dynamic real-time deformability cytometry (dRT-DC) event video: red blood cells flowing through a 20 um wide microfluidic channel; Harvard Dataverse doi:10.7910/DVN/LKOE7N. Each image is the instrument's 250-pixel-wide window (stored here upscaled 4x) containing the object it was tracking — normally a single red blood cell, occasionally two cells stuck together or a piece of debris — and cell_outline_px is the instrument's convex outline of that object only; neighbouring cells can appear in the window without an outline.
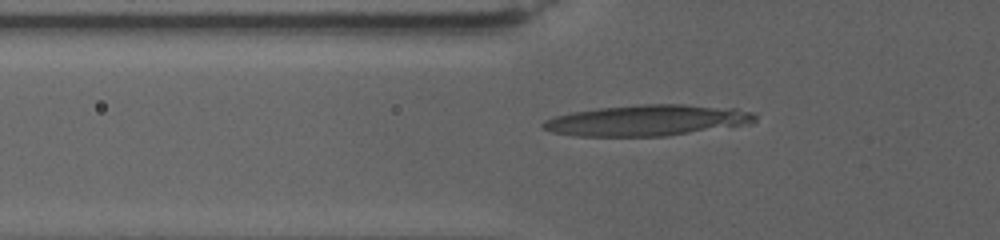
{"species": "human", "species_latin": "Homo sapiens", "temperature_condition": "warm", "stored_images_in_passage": 44, "camera_frame_rate_fps": 3000, "um_per_image_px": 0.085, "donor": {"sex": "female"}, "frame": {"image": 1, "passage_image": 7, "time_ms": 2.667, "image_size_px": [1000, 240], "cell_outline_px": [[756, 120], [752, 124], [664, 136], [572, 136], [552, 132], [544, 128], [540, 124], [544, 120], [556, 116], [572, 112], [600, 108], [640, 104], [684, 104], [736, 108], [752, 112], [756, 116]], "centroid_in_image_um": [55.04, 10.23], "position_along_channel_um": 70.8, "area_um2": 38.38}}
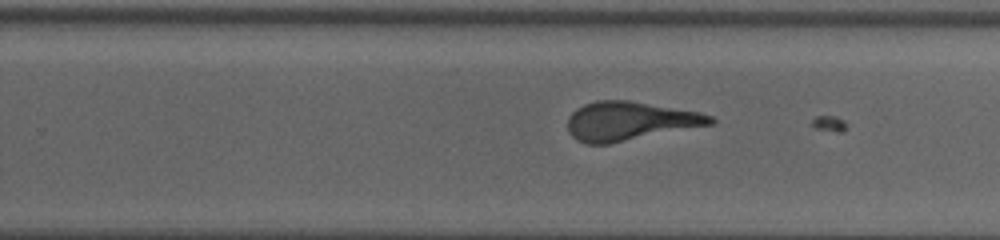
{"frame": {"image": 2, "passage_image": 29, "time_ms": 10.667, "image_size_px": [1000, 240], "cell_outline_px": [[716, 120], [712, 124], [608, 144], [588, 144], [576, 140], [568, 132], [568, 116], [576, 108], [584, 104], [596, 100], [628, 100], [700, 112], [712, 116]], "centroid_in_image_um": [53.49, 10.29], "position_along_channel_um": 276.3, "area_um2": 32.19}}
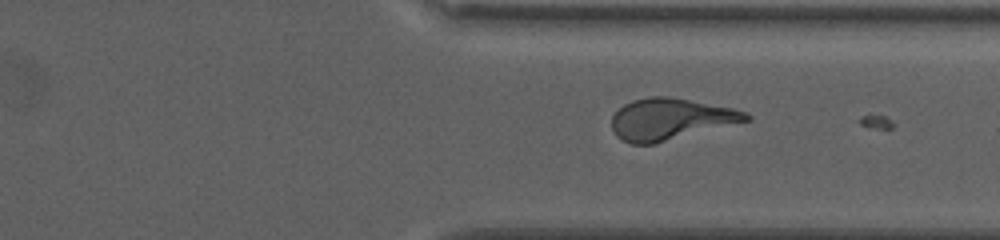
{"frame": {"image": 3, "passage_image": 37, "time_ms": 13.667, "image_size_px": [1000, 240], "cell_outline_px": [[752, 120], [652, 144], [632, 144], [620, 140], [616, 136], [612, 128], [612, 116], [624, 104], [632, 100], [648, 96], [672, 96], [732, 108], [748, 112], [752, 116]], "centroid_in_image_um": [57.0, 10.12], "position_along_channel_um": 354.4, "area_um2": 32.66}}